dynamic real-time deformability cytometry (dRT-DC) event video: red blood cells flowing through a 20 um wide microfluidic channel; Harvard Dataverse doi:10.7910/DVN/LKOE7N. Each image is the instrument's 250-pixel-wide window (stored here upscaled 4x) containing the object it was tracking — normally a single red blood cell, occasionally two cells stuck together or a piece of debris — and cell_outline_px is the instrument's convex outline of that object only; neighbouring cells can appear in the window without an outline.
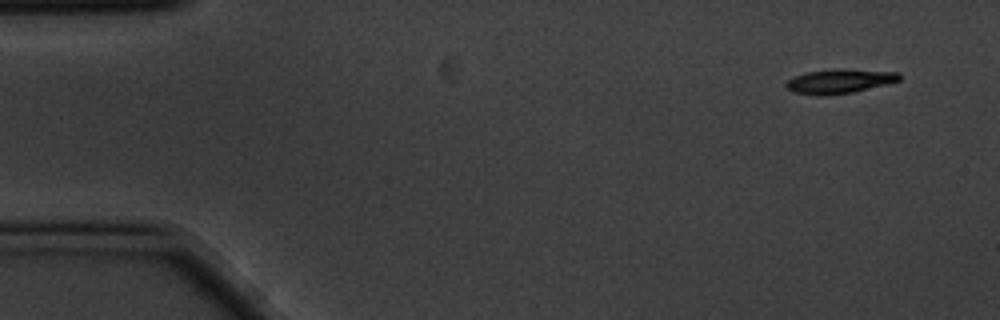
{"species": "common noctule bat (a hibernating species)", "species_latin": "Nyctalus noctula", "temperature_condition": "cold", "stored_images_in_passage": 5, "camera_frame_rate_fps": 3000, "um_per_image_px": 0.085, "animal": {"sex": "male", "body_mass_g": 20.1, "forearm_length_mm": 53.5}, "frame": {"image": 1, "passage_image": 1, "time_ms": 0.0, "image_size_px": [1000, 320], "cell_outline_px": [[900, 80], [888, 84], [852, 92], [824, 96], [820, 96], [792, 92], [784, 84], [788, 80], [796, 76], [808, 72], [900, 72]], "centroid_in_image_um": [71.31, 6.98], "position_along_channel_um": 13.7, "area_um2": 14.74}}
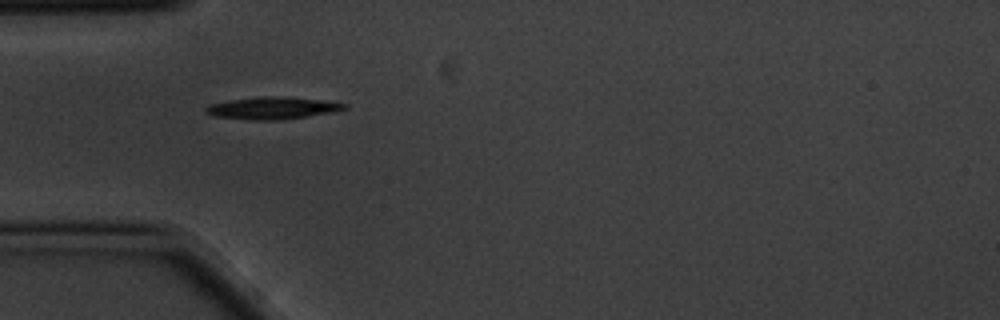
{"frame": {"image": 2, "passage_image": 4, "time_ms": 1.0, "image_size_px": [1000, 320], "cell_outline_px": [[348, 108], [332, 112], [308, 116], [276, 120], [252, 120], [216, 116], [204, 112], [204, 108], [212, 104], [228, 100], [260, 96], [280, 96], [316, 100], [348, 104]], "centroid_in_image_um": [23.12, 9.18], "position_along_channel_um": 61.9, "area_um2": 17.63}}